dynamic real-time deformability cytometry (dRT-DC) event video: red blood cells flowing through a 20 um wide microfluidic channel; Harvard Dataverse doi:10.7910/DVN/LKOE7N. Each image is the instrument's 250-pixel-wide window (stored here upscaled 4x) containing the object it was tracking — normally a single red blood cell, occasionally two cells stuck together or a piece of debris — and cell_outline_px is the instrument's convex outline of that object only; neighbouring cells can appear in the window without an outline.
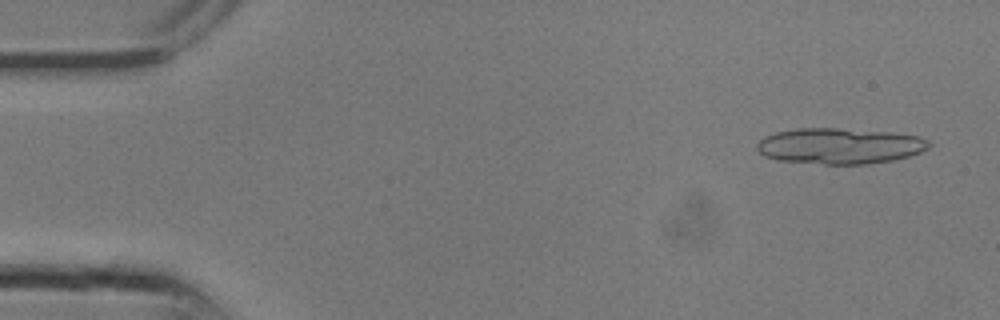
{"species": "common noctule bat (a hibernating species)", "species_latin": "Nyctalus noctula", "temperature_condition": "room temperature", "stored_images_in_passage": 9, "camera_frame_rate_fps": 3000, "um_per_image_px": 0.085, "animal": {"sex": "male", "body_mass_g": 13.3}, "frame": {"image": 1, "passage_image": 2, "time_ms": 0.333, "image_size_px": [1000, 320], "cell_outline_px": [[932, 144], [928, 148], [920, 152], [908, 156], [892, 160], [868, 164], [824, 164], [776, 160], [764, 156], [756, 148], [756, 144], [764, 136], [776, 132], [796, 128], [836, 128], [892, 132], [920, 136], [928, 140]], "centroid_in_image_um": [71.37, 12.4], "position_along_channel_um": 13.6, "area_um2": 36.13}}